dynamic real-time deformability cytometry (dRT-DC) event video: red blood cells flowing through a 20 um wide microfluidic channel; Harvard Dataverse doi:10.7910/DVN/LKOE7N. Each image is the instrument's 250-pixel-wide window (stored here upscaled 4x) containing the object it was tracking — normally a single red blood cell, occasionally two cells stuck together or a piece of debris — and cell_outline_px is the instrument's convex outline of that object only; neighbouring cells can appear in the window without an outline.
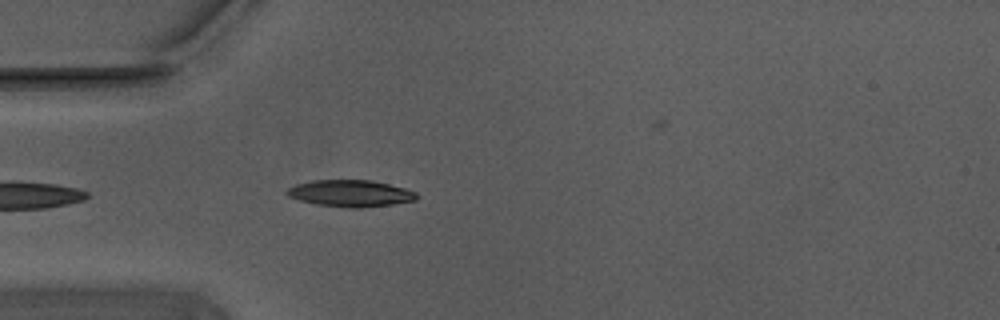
{"species": "Egyptian fruit bat (a non-hibernating species)", "species_latin": "Rousettus aegyptiacus", "temperature_condition": "warm", "stored_images_in_passage": 7, "camera_frame_rate_fps": 3000, "um_per_image_px": 0.085, "animal": {"sex": "male"}, "frame": {"image": 1, "passage_image": 3, "time_ms": 0.667, "image_size_px": [1000, 320], "cell_outline_px": [[420, 196], [416, 200], [392, 204], [360, 208], [348, 208], [316, 204], [300, 200], [288, 196], [284, 192], [288, 188], [296, 184], [312, 180], [368, 180], [388, 184], [404, 188], [416, 192]], "centroid_in_image_um": [29.78, 16.44], "position_along_channel_um": 55.2, "area_um2": 20.17}}